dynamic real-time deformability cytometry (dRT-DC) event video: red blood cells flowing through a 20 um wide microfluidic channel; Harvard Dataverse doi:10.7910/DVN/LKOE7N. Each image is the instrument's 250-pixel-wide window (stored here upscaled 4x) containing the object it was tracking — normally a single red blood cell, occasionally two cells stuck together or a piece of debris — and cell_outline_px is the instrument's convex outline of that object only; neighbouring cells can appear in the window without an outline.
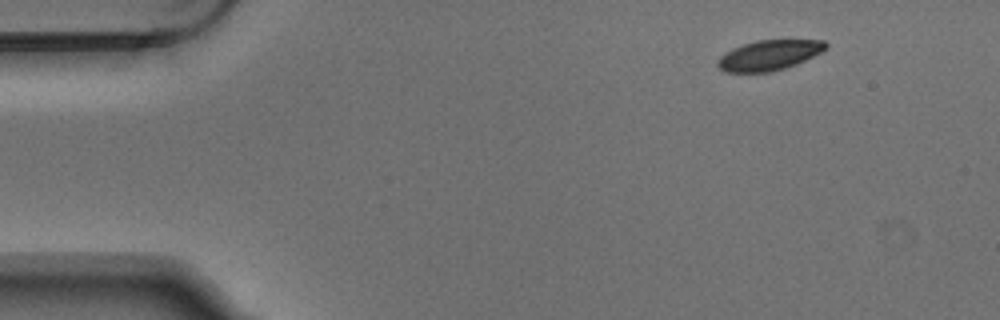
{"species": "Egyptian fruit bat (a non-hibernating species)", "species_latin": "Rousettus aegyptiacus", "temperature_condition": "warm", "stored_images_in_passage": 6, "camera_frame_rate_fps": 3000, "um_per_image_px": 0.085, "animal": {"sex": "male"}, "frame": {"image": 1, "passage_image": 1, "time_ms": 0.0, "image_size_px": [1000, 320], "cell_outline_px": [[828, 48], [796, 64], [772, 72], [724, 72], [716, 64], [716, 60], [720, 56], [732, 48], [756, 40], [824, 40], [828, 44]], "centroid_in_image_um": [65.35, 4.69], "position_along_channel_um": 19.7, "area_um2": 18.96}}
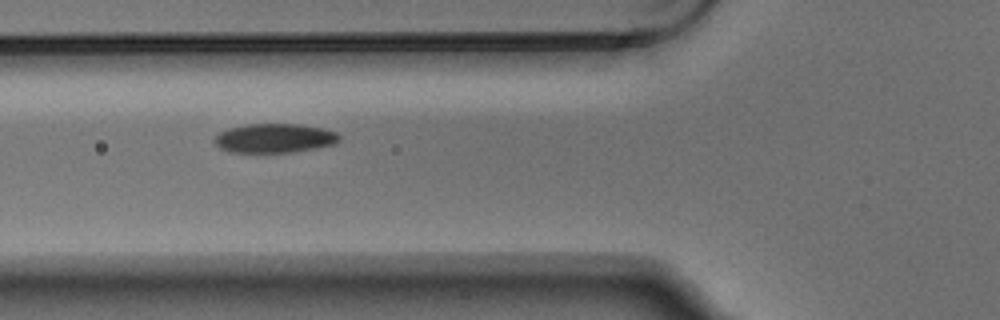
{"frame": {"image": 2, "passage_image": 5, "time_ms": 1.333, "image_size_px": [1000, 320], "cell_outline_px": [[340, 140], [336, 144], [296, 152], [232, 152], [220, 148], [212, 140], [220, 132], [228, 128], [248, 124], [300, 124], [320, 128], [336, 132], [340, 136]], "centroid_in_image_um": [23.35, 11.75], "position_along_channel_um": 102.5, "area_um2": 21.21}}
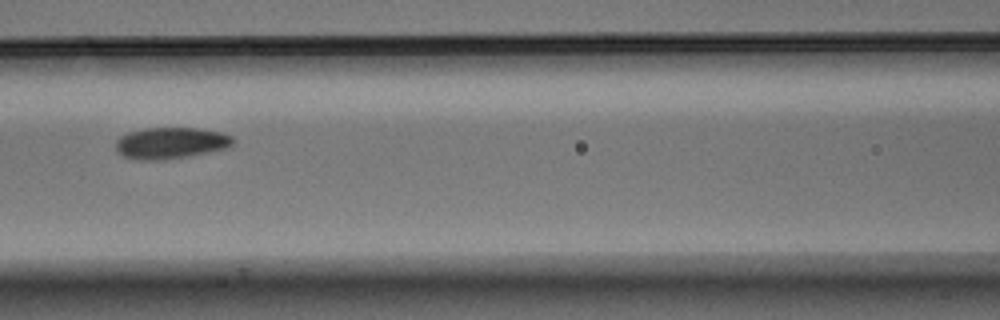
{"frame": {"image": 3, "passage_image": 6, "time_ms": 1.667, "image_size_px": [1000, 320], "cell_outline_px": [[236, 140], [228, 148], [208, 152], [160, 160], [140, 160], [124, 156], [116, 152], [116, 140], [120, 136], [128, 132], [144, 128], [196, 128], [220, 132], [232, 136]], "centroid_in_image_um": [14.5, 12.15], "position_along_channel_um": 152.1, "area_um2": 21.39}}